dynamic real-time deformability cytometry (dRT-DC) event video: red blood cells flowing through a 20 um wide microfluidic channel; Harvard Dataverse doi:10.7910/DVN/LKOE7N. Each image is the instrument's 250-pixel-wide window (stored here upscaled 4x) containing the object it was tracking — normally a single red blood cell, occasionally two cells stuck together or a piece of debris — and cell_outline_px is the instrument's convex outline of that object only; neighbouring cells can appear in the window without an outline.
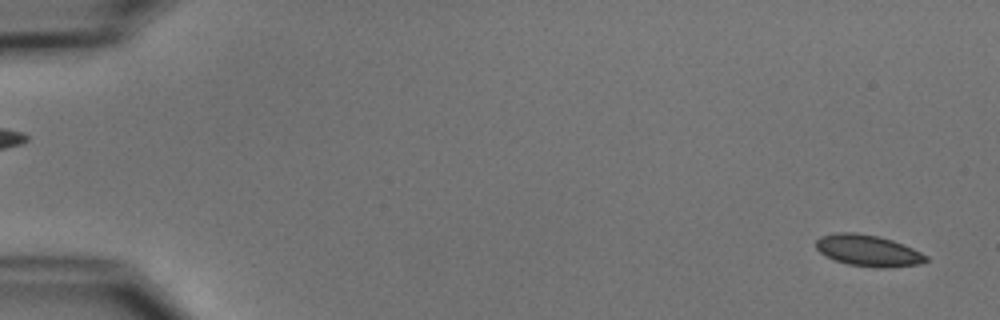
{"species": "common noctule bat (a hibernating species)", "species_latin": "Nyctalus noctula", "temperature_condition": "cold", "stored_images_in_passage": 54, "camera_frame_rate_fps": 3000, "um_per_image_px": 0.085, "animal": {"sex": "male", "body_mass_g": 15.6}, "frame": {"image": 1, "passage_image": 2, "time_ms": 0.333, "image_size_px": [1000, 320], "cell_outline_px": [[928, 260], [920, 264], [888, 268], [876, 268], [848, 264], [836, 260], [820, 252], [816, 248], [816, 240], [820, 236], [836, 232], [856, 232], [880, 236], [904, 244], [928, 256]], "centroid_in_image_um": [73.8, 21.29], "position_along_channel_um": 11.2, "area_um2": 20.23}}
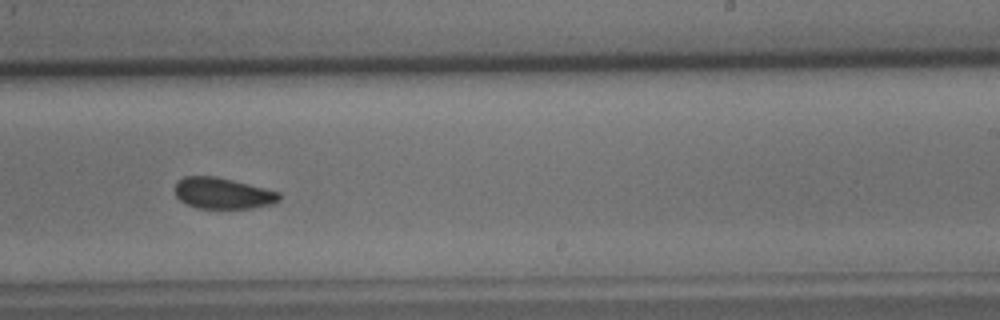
{"frame": {"image": 2, "passage_image": 34, "time_ms": 11.0, "image_size_px": [1000, 320], "cell_outline_px": [[280, 200], [272, 204], [252, 208], [196, 208], [180, 200], [176, 196], [176, 180], [184, 176], [216, 176], [280, 192]], "centroid_in_image_um": [18.92, 16.42], "position_along_channel_um": 270.1, "area_um2": 18.84}}
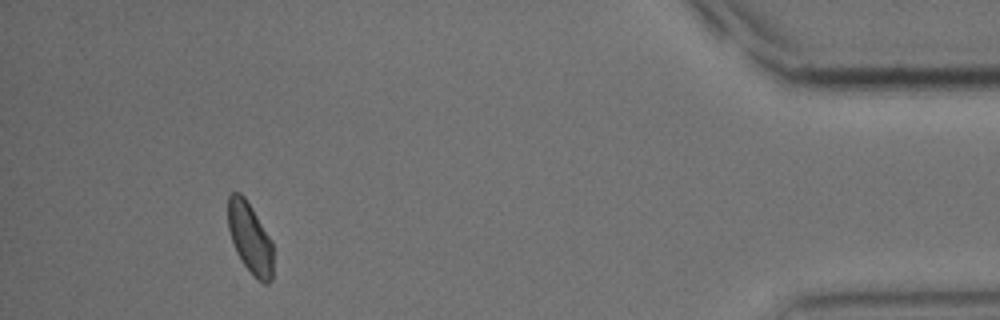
{"frame": {"image": 3, "passage_image": 50, "time_ms": 16.333, "image_size_px": [1000, 320], "cell_outline_px": [[272, 280], [268, 284], [264, 284], [244, 264], [236, 252], [228, 228], [228, 196], [232, 192], [240, 192], [244, 196], [252, 208], [272, 240]], "centroid_in_image_um": [21.25, 20.2], "position_along_channel_um": 414.0, "area_um2": 18.38}, "authors_computed_cell_mechanics": {"area_um2": 19.941, "velocity_mm_per_s": 3.7399, "shape_relaxation_time_tau1_ms": 4.0693, "shape_relaxation_time_tau2_ms": null, "deformation_change_tau1": 0.0712, "deformation_change_tau2": null}}